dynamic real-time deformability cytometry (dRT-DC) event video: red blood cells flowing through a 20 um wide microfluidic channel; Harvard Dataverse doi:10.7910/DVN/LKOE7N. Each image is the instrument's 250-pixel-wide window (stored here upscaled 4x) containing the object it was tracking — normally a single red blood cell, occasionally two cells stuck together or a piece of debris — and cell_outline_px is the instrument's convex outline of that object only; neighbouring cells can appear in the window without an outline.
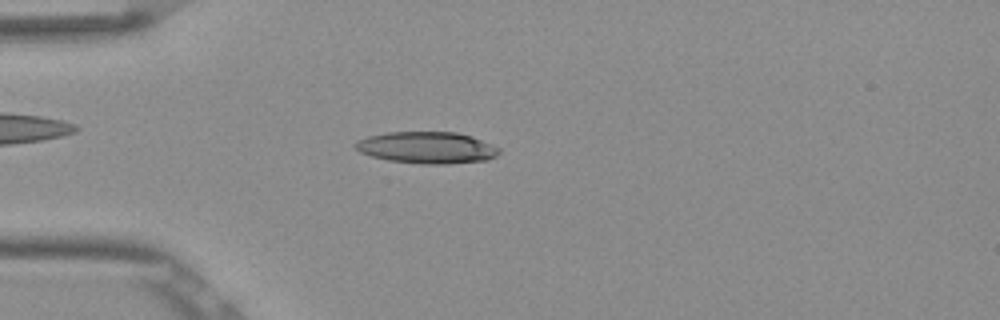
{"species": "Egyptian fruit bat (a non-hibernating species)", "species_latin": "Rousettus aegyptiacus", "temperature_condition": "room temperature", "stored_images_in_passage": 52, "camera_frame_rate_fps": 3000, "um_per_image_px": 0.085, "frame": {"image": 1, "passage_image": 14, "time_ms": 4.333, "image_size_px": [1000, 320], "cell_outline_px": [[500, 152], [496, 156], [488, 160], [448, 164], [420, 164], [388, 160], [372, 156], [360, 152], [352, 144], [356, 140], [368, 136], [388, 132], [456, 132], [472, 136], [500, 148]], "centroid_in_image_um": [36.28, 12.55], "position_along_channel_um": 48.7, "area_um2": 26.7}}
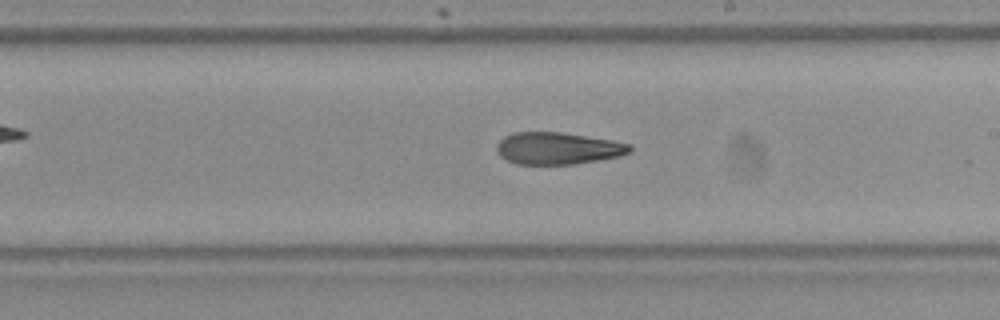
{"frame": {"image": 2, "passage_image": 30, "time_ms": 9.667, "image_size_px": [1000, 320], "cell_outline_px": [[632, 152], [620, 156], [572, 164], [516, 164], [500, 156], [496, 148], [496, 144], [504, 136], [512, 132], [560, 132], [612, 140], [632, 144]], "centroid_in_image_um": [47.41, 12.6], "position_along_channel_um": 241.6, "area_um2": 24.85}}
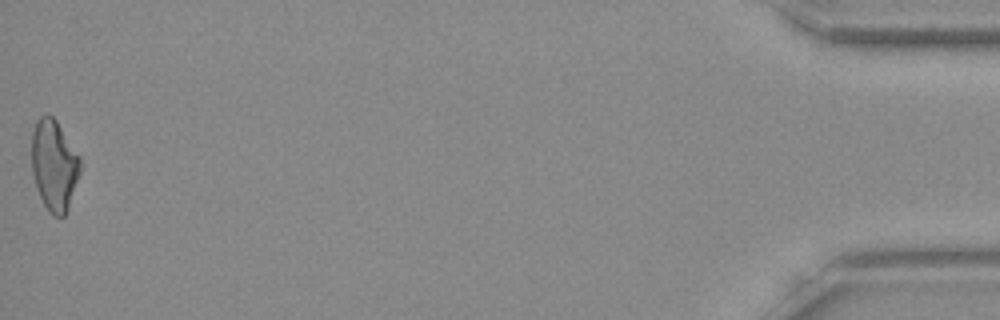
{"frame": {"image": 3, "passage_image": 52, "time_ms": 17.0, "image_size_px": [1000, 320], "cell_outline_px": [[80, 172], [68, 208], [64, 216], [52, 216], [48, 212], [36, 188], [32, 172], [32, 132], [36, 120], [40, 116], [48, 112], [56, 120], [80, 156]], "centroid_in_image_um": [4.59, 14.02], "position_along_channel_um": 430.6, "area_um2": 25.78}, "authors_computed_cell_mechanics": {"area_um2": 25.7788, "velocity_mm_per_s": 3.8812, "shape_relaxation_time_tau1_ms": null, "shape_relaxation_time_tau2_ms": 7.4912, "deformation_change_tau1": null, "deformation_change_tau2": 0.2081}}